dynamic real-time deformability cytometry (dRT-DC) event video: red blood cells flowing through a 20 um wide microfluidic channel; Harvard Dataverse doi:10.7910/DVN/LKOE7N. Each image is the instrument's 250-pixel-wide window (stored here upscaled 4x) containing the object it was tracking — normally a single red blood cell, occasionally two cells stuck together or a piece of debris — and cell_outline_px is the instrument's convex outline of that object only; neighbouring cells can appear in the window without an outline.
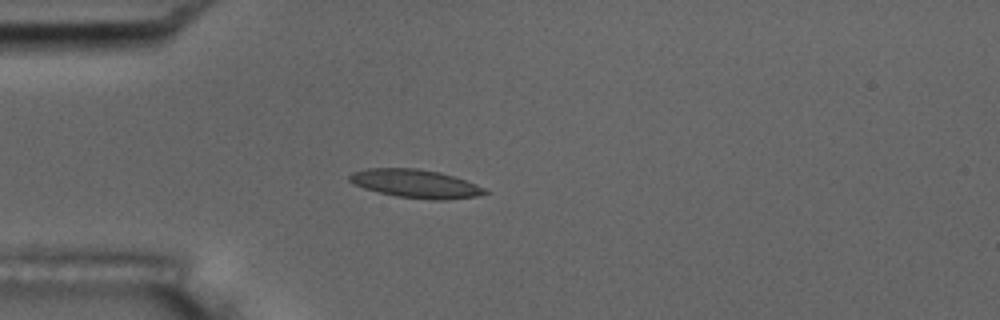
{"species": "common noctule bat (a hibernating species)", "species_latin": "Nyctalus noctula", "temperature_condition": "room temperature", "stored_images_in_passage": 5, "camera_frame_rate_fps": 3000, "um_per_image_px": 0.085, "animal": {"sex": "male", "body_mass_g": 17.5, "forearm_length_mm": 52.3}, "frame": {"image": 1, "passage_image": 4, "time_ms": 4.333, "image_size_px": [1000, 320], "cell_outline_px": [[488, 192], [476, 196], [448, 200], [432, 200], [396, 196], [364, 188], [348, 180], [348, 176], [352, 172], [368, 168], [416, 168], [440, 172], [476, 184], [484, 188]], "centroid_in_image_um": [35.31, 15.61], "position_along_channel_um": 49.7, "area_um2": 22.2}}